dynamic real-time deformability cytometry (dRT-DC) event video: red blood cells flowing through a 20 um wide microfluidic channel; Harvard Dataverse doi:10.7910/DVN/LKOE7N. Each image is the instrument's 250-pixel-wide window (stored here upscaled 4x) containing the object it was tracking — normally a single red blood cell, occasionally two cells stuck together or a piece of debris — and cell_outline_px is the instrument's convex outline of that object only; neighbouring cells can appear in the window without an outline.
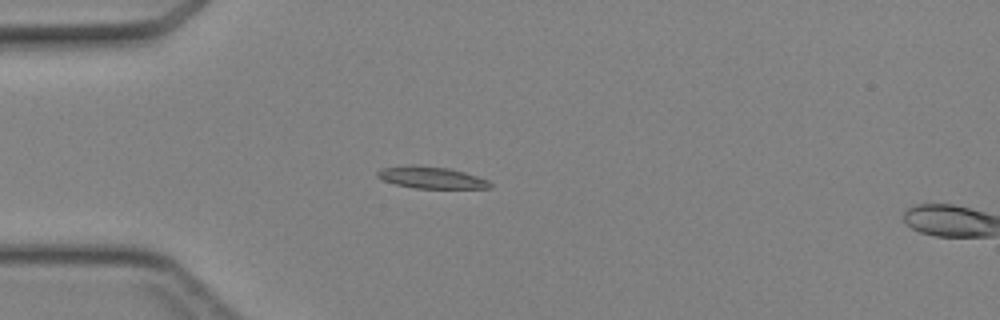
{"species": "Egyptian fruit bat (a non-hibernating species)", "species_latin": "Rousettus aegyptiacus", "temperature_condition": "cold", "stored_images_in_passage": 14, "camera_frame_rate_fps": 3000, "um_per_image_px": 0.085, "animal": {"sex": "female"}, "frame": {"image": 1, "passage_image": 12, "time_ms": 3.667, "image_size_px": [1000, 320], "cell_outline_px": [[492, 188], [416, 188], [396, 184], [384, 180], [376, 176], [376, 172], [380, 168], [412, 164], [416, 164], [448, 168], [464, 172], [488, 180], [492, 184]], "centroid_in_image_um": [36.63, 15.08], "position_along_channel_um": 48.4, "area_um2": 14.33}}